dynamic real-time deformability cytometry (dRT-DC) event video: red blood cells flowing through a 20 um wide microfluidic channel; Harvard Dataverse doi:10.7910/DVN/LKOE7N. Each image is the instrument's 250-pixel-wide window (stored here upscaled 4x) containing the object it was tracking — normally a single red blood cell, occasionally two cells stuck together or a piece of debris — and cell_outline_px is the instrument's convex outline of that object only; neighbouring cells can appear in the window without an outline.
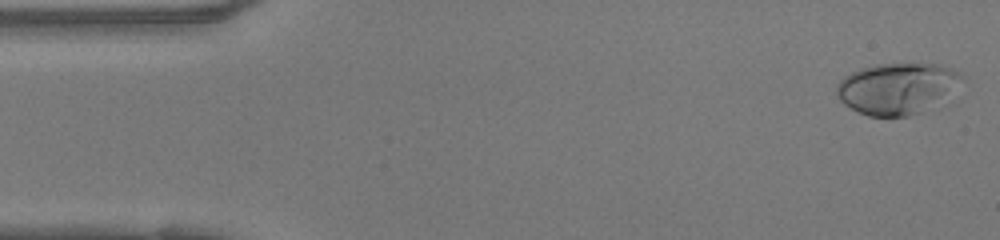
{"species": "human", "species_latin": "Homo sapiens", "temperature_condition": "warm", "stored_images_in_passage": 48, "camera_frame_rate_fps": 3000, "um_per_image_px": 0.085, "donor": {"sex": "female"}, "frame": {"image": 1, "passage_image": 1, "time_ms": 0.0, "image_size_px": [1000, 240], "cell_outline_px": [[964, 76], [920, 112], [908, 116], [868, 116], [844, 104], [836, 96], [836, 84], [844, 76], [860, 68], [876, 64], [936, 64], [960, 72]], "centroid_in_image_um": [76.08, 7.49], "position_along_channel_um": 8.9, "area_um2": 35.89}}
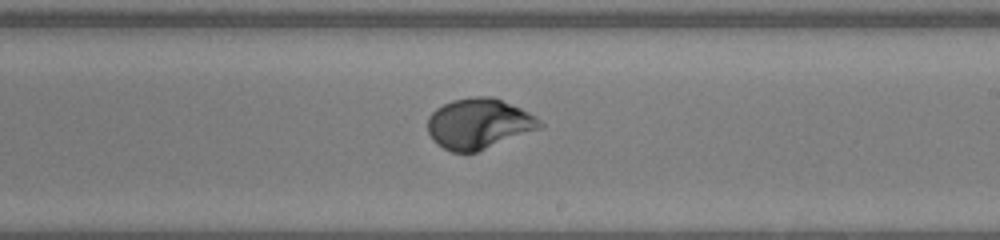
{"frame": {"image": 2, "passage_image": 27, "time_ms": 8.667, "image_size_px": [1000, 240], "cell_outline_px": [[544, 124], [540, 128], [476, 152], [452, 152], [444, 148], [432, 140], [428, 132], [428, 116], [436, 108], [452, 100], [476, 96], [492, 96], [520, 108], [536, 116]], "centroid_in_image_um": [40.68, 10.5], "position_along_channel_um": 248.3, "area_um2": 32.71}}
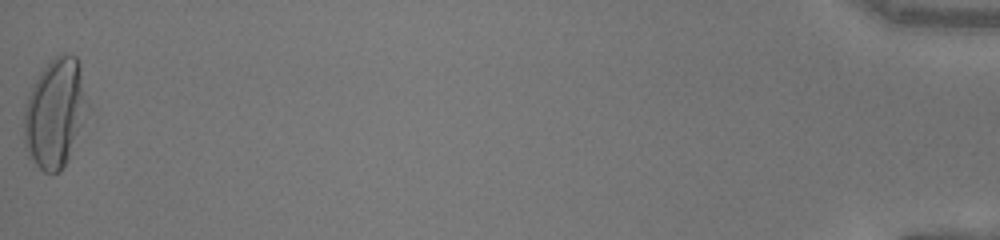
{"frame": {"image": 3, "passage_image": 48, "time_ms": 15.667, "image_size_px": [1000, 240], "cell_outline_px": [[92, 108], [68, 160], [60, 172], [44, 172], [36, 164], [28, 152], [24, 144], [24, 108], [32, 84], [40, 72], [60, 52], [64, 52], [76, 56], [80, 68]], "centroid_in_image_um": [4.75, 9.59], "position_along_channel_um": 430.5, "area_um2": 41.21}, "authors_computed_cell_mechanics": {"area_um2": 32.6281, "velocity_mm_per_s": 4.1499, "shape_relaxation_time_tau1_ms": 3.8365, "shape_relaxation_time_tau2_ms": null, "deformation_change_tau1": 0.2128, "deformation_change_tau2": null}}